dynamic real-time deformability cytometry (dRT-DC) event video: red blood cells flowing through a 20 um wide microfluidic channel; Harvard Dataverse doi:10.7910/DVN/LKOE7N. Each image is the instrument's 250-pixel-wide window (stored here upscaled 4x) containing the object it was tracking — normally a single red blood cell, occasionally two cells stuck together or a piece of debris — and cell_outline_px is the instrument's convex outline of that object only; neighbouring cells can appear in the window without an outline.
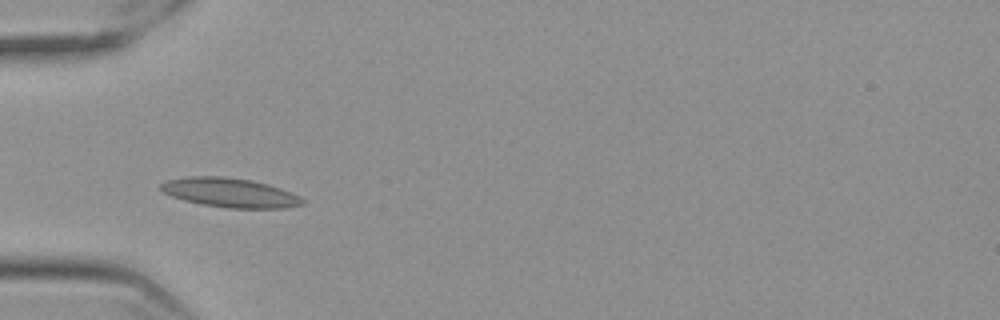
{"species": "Egyptian fruit bat (a non-hibernating species)", "species_latin": "Rousettus aegyptiacus", "temperature_condition": "cold", "stored_images_in_passage": 51, "camera_frame_rate_fps": 3000, "um_per_image_px": 0.085, "frame": {"image": 1, "passage_image": 12, "time_ms": 3.667, "image_size_px": [1000, 320], "cell_outline_px": [[304, 204], [284, 208], [228, 208], [200, 204], [184, 200], [172, 196], [164, 192], [160, 188], [160, 184], [168, 180], [188, 176], [224, 176], [252, 180], [268, 184], [292, 192], [300, 196], [304, 200]], "centroid_in_image_um": [19.57, 16.37], "position_along_channel_um": 65.4, "area_um2": 24.22}}
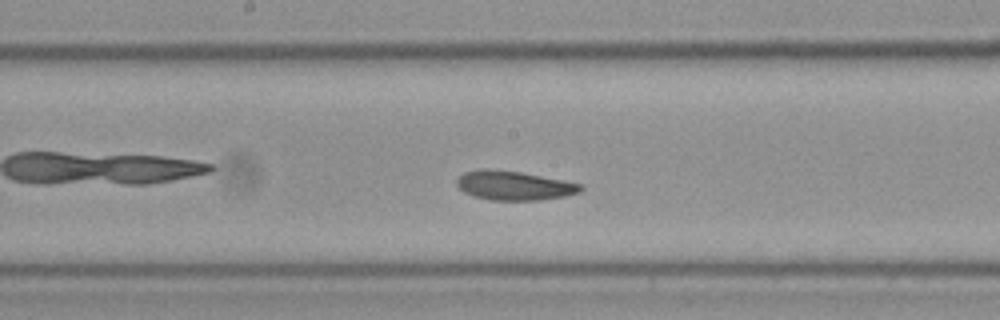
{"frame": {"image": 2, "passage_image": 24, "time_ms": 7.667, "image_size_px": [1000, 320], "cell_outline_px": [[584, 188], [580, 192], [564, 196], [540, 200], [492, 200], [476, 196], [464, 192], [456, 184], [456, 180], [464, 172], [484, 168], [488, 168], [520, 172], [564, 180], [584, 184]], "centroid_in_image_um": [43.72, 15.76], "position_along_channel_um": 204.5, "area_um2": 21.04}}
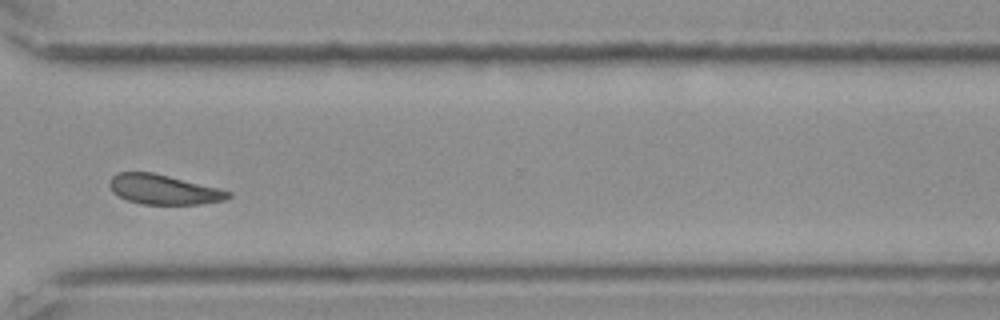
{"frame": {"image": 3, "passage_image": 37, "time_ms": 12.0, "image_size_px": [1000, 320], "cell_outline_px": [[232, 196], [224, 200], [200, 204], [140, 204], [128, 200], [112, 192], [108, 184], [108, 180], [116, 172], [152, 172], [232, 192]], "centroid_in_image_um": [13.85, 16.11], "position_along_channel_um": 356.8, "area_um2": 20.4}, "authors_computed_cell_mechanics": {"area_um2": 21.097, "velocity_mm_per_s": 3.5147, "shape_relaxation_time_tau1_ms": null, "shape_relaxation_time_tau2_ms": 2.7309, "deformation_change_tau1": null, "deformation_change_tau2": 0.0661}}